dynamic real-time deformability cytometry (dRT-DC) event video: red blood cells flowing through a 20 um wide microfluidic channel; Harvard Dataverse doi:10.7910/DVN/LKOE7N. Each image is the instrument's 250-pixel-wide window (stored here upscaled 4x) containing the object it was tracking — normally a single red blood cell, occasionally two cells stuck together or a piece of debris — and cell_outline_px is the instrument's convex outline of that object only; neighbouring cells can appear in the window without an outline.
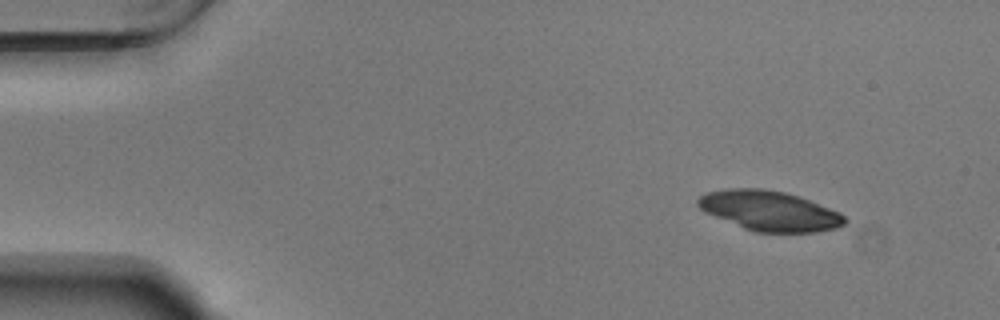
{"species": "Egyptian fruit bat (a non-hibernating species)", "species_latin": "Rousettus aegyptiacus", "temperature_condition": "warm", "stored_images_in_passage": 50, "camera_frame_rate_fps": 3000, "um_per_image_px": 0.085, "animal": {"sex": "male"}, "frame": {"image": 1, "passage_image": 1, "time_ms": 0.0, "image_size_px": [1000, 320], "cell_outline_px": [[848, 220], [844, 224], [836, 228], [816, 232], [756, 232], [744, 228], [704, 212], [696, 204], [696, 200], [700, 196], [708, 192], [728, 188], [764, 188], [784, 192], [800, 196], [840, 212]], "centroid_in_image_um": [65.41, 17.91], "position_along_channel_um": 19.6, "area_um2": 34.22}}